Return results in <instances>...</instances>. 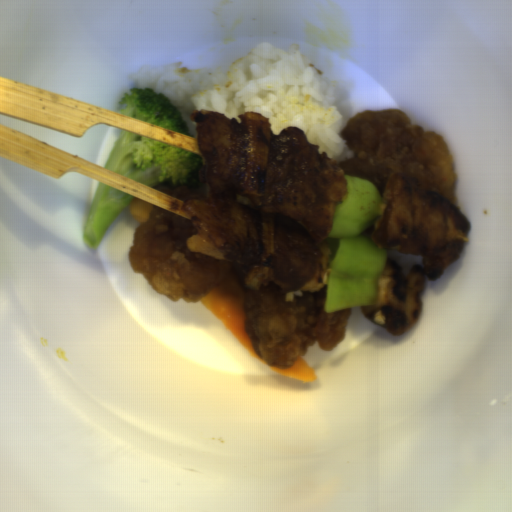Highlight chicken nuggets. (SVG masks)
<instances>
[{
	"instance_id": "obj_1",
	"label": "chicken nuggets",
	"mask_w": 512,
	"mask_h": 512,
	"mask_svg": "<svg viewBox=\"0 0 512 512\" xmlns=\"http://www.w3.org/2000/svg\"><path fill=\"white\" fill-rule=\"evenodd\" d=\"M238 118L190 114L205 160L200 186L172 178L152 186L181 200L190 218L152 204L128 250L132 269L172 302L196 303L211 288L242 298L245 334L271 367H292L315 341L330 351L353 309L324 308L327 238L350 175L381 194L374 226L362 233L387 252L376 303L362 312L390 334L408 332L422 313L425 276L441 277L472 228L457 206L445 138L399 108L366 109L341 129L353 157L338 162L296 126L275 134L261 113Z\"/></svg>"
}]
</instances>
